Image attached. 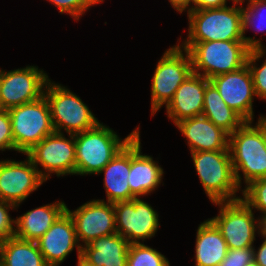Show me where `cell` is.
Segmentation results:
<instances>
[{
  "label": "cell",
  "instance_id": "cell-40",
  "mask_svg": "<svg viewBox=\"0 0 266 266\" xmlns=\"http://www.w3.org/2000/svg\"><path fill=\"white\" fill-rule=\"evenodd\" d=\"M245 1L248 3L254 2V1H258V0H235V2H238L240 5H244Z\"/></svg>",
  "mask_w": 266,
  "mask_h": 266
},
{
  "label": "cell",
  "instance_id": "cell-36",
  "mask_svg": "<svg viewBox=\"0 0 266 266\" xmlns=\"http://www.w3.org/2000/svg\"><path fill=\"white\" fill-rule=\"evenodd\" d=\"M168 2L177 13L182 14L183 12L189 13L192 11V0H168Z\"/></svg>",
  "mask_w": 266,
  "mask_h": 266
},
{
  "label": "cell",
  "instance_id": "cell-3",
  "mask_svg": "<svg viewBox=\"0 0 266 266\" xmlns=\"http://www.w3.org/2000/svg\"><path fill=\"white\" fill-rule=\"evenodd\" d=\"M177 44L189 52L193 73L209 80L241 69L246 65L250 51L243 40Z\"/></svg>",
  "mask_w": 266,
  "mask_h": 266
},
{
  "label": "cell",
  "instance_id": "cell-2",
  "mask_svg": "<svg viewBox=\"0 0 266 266\" xmlns=\"http://www.w3.org/2000/svg\"><path fill=\"white\" fill-rule=\"evenodd\" d=\"M228 148L236 183L241 190L243 183L246 187L252 181L266 178V139L257 124L244 122L229 135Z\"/></svg>",
  "mask_w": 266,
  "mask_h": 266
},
{
  "label": "cell",
  "instance_id": "cell-30",
  "mask_svg": "<svg viewBox=\"0 0 266 266\" xmlns=\"http://www.w3.org/2000/svg\"><path fill=\"white\" fill-rule=\"evenodd\" d=\"M55 5L61 14H69L72 19L79 21L89 8L101 4L97 0H46Z\"/></svg>",
  "mask_w": 266,
  "mask_h": 266
},
{
  "label": "cell",
  "instance_id": "cell-7",
  "mask_svg": "<svg viewBox=\"0 0 266 266\" xmlns=\"http://www.w3.org/2000/svg\"><path fill=\"white\" fill-rule=\"evenodd\" d=\"M14 151L25 155L46 136L55 132L50 106L43 95L39 99L8 109Z\"/></svg>",
  "mask_w": 266,
  "mask_h": 266
},
{
  "label": "cell",
  "instance_id": "cell-14",
  "mask_svg": "<svg viewBox=\"0 0 266 266\" xmlns=\"http://www.w3.org/2000/svg\"><path fill=\"white\" fill-rule=\"evenodd\" d=\"M66 211L73 219L81 248L94 239L117 233L113 203L104 199L87 201L75 210H70L66 205Z\"/></svg>",
  "mask_w": 266,
  "mask_h": 266
},
{
  "label": "cell",
  "instance_id": "cell-39",
  "mask_svg": "<svg viewBox=\"0 0 266 266\" xmlns=\"http://www.w3.org/2000/svg\"><path fill=\"white\" fill-rule=\"evenodd\" d=\"M77 266H93L91 264H89L88 262H86L81 256L78 257L77 260Z\"/></svg>",
  "mask_w": 266,
  "mask_h": 266
},
{
  "label": "cell",
  "instance_id": "cell-34",
  "mask_svg": "<svg viewBox=\"0 0 266 266\" xmlns=\"http://www.w3.org/2000/svg\"><path fill=\"white\" fill-rule=\"evenodd\" d=\"M227 3L228 0H192V11L221 8L227 6Z\"/></svg>",
  "mask_w": 266,
  "mask_h": 266
},
{
  "label": "cell",
  "instance_id": "cell-31",
  "mask_svg": "<svg viewBox=\"0 0 266 266\" xmlns=\"http://www.w3.org/2000/svg\"><path fill=\"white\" fill-rule=\"evenodd\" d=\"M15 209V205L0 199V242L15 235V218L12 219L9 213V210Z\"/></svg>",
  "mask_w": 266,
  "mask_h": 266
},
{
  "label": "cell",
  "instance_id": "cell-42",
  "mask_svg": "<svg viewBox=\"0 0 266 266\" xmlns=\"http://www.w3.org/2000/svg\"><path fill=\"white\" fill-rule=\"evenodd\" d=\"M246 266H259L254 260L248 263Z\"/></svg>",
  "mask_w": 266,
  "mask_h": 266
},
{
  "label": "cell",
  "instance_id": "cell-35",
  "mask_svg": "<svg viewBox=\"0 0 266 266\" xmlns=\"http://www.w3.org/2000/svg\"><path fill=\"white\" fill-rule=\"evenodd\" d=\"M262 244L257 249L254 246V261L259 266H266V239L262 238Z\"/></svg>",
  "mask_w": 266,
  "mask_h": 266
},
{
  "label": "cell",
  "instance_id": "cell-15",
  "mask_svg": "<svg viewBox=\"0 0 266 266\" xmlns=\"http://www.w3.org/2000/svg\"><path fill=\"white\" fill-rule=\"evenodd\" d=\"M226 104L245 122L254 121L253 102L256 97L251 72L246 64L241 69L210 79Z\"/></svg>",
  "mask_w": 266,
  "mask_h": 266
},
{
  "label": "cell",
  "instance_id": "cell-26",
  "mask_svg": "<svg viewBox=\"0 0 266 266\" xmlns=\"http://www.w3.org/2000/svg\"><path fill=\"white\" fill-rule=\"evenodd\" d=\"M266 0H258L247 3V6L242 5V24H243V41L250 49H266L261 39L254 37H246L245 33L248 29H256V33L266 30ZM258 21V22H257ZM257 22V23H256Z\"/></svg>",
  "mask_w": 266,
  "mask_h": 266
},
{
  "label": "cell",
  "instance_id": "cell-25",
  "mask_svg": "<svg viewBox=\"0 0 266 266\" xmlns=\"http://www.w3.org/2000/svg\"><path fill=\"white\" fill-rule=\"evenodd\" d=\"M202 115L206 116L229 135L234 133L245 122L226 104L211 82L206 85Z\"/></svg>",
  "mask_w": 266,
  "mask_h": 266
},
{
  "label": "cell",
  "instance_id": "cell-8",
  "mask_svg": "<svg viewBox=\"0 0 266 266\" xmlns=\"http://www.w3.org/2000/svg\"><path fill=\"white\" fill-rule=\"evenodd\" d=\"M193 73L192 60L187 50L177 43L162 55L152 76L151 116L166 107L178 87Z\"/></svg>",
  "mask_w": 266,
  "mask_h": 266
},
{
  "label": "cell",
  "instance_id": "cell-38",
  "mask_svg": "<svg viewBox=\"0 0 266 266\" xmlns=\"http://www.w3.org/2000/svg\"><path fill=\"white\" fill-rule=\"evenodd\" d=\"M256 124L262 129V132L264 133L266 139V115L260 114Z\"/></svg>",
  "mask_w": 266,
  "mask_h": 266
},
{
  "label": "cell",
  "instance_id": "cell-6",
  "mask_svg": "<svg viewBox=\"0 0 266 266\" xmlns=\"http://www.w3.org/2000/svg\"><path fill=\"white\" fill-rule=\"evenodd\" d=\"M55 132L78 134L95 127L99 120L82 99L66 86L48 80L44 89Z\"/></svg>",
  "mask_w": 266,
  "mask_h": 266
},
{
  "label": "cell",
  "instance_id": "cell-22",
  "mask_svg": "<svg viewBox=\"0 0 266 266\" xmlns=\"http://www.w3.org/2000/svg\"><path fill=\"white\" fill-rule=\"evenodd\" d=\"M65 210L66 204L62 200L28 210L15 218L14 236L36 242Z\"/></svg>",
  "mask_w": 266,
  "mask_h": 266
},
{
  "label": "cell",
  "instance_id": "cell-29",
  "mask_svg": "<svg viewBox=\"0 0 266 266\" xmlns=\"http://www.w3.org/2000/svg\"><path fill=\"white\" fill-rule=\"evenodd\" d=\"M242 200L252 209L266 213V178L252 181L241 191Z\"/></svg>",
  "mask_w": 266,
  "mask_h": 266
},
{
  "label": "cell",
  "instance_id": "cell-1",
  "mask_svg": "<svg viewBox=\"0 0 266 266\" xmlns=\"http://www.w3.org/2000/svg\"><path fill=\"white\" fill-rule=\"evenodd\" d=\"M140 131V125L124 139L101 121L92 129L74 135L76 175H97Z\"/></svg>",
  "mask_w": 266,
  "mask_h": 266
},
{
  "label": "cell",
  "instance_id": "cell-23",
  "mask_svg": "<svg viewBox=\"0 0 266 266\" xmlns=\"http://www.w3.org/2000/svg\"><path fill=\"white\" fill-rule=\"evenodd\" d=\"M195 241V266H218L226 257L227 243L209 218L199 224Z\"/></svg>",
  "mask_w": 266,
  "mask_h": 266
},
{
  "label": "cell",
  "instance_id": "cell-43",
  "mask_svg": "<svg viewBox=\"0 0 266 266\" xmlns=\"http://www.w3.org/2000/svg\"><path fill=\"white\" fill-rule=\"evenodd\" d=\"M98 2H100L101 4L104 2V0H97Z\"/></svg>",
  "mask_w": 266,
  "mask_h": 266
},
{
  "label": "cell",
  "instance_id": "cell-5",
  "mask_svg": "<svg viewBox=\"0 0 266 266\" xmlns=\"http://www.w3.org/2000/svg\"><path fill=\"white\" fill-rule=\"evenodd\" d=\"M193 165L211 203L235 201L240 187L236 183L229 150L191 152Z\"/></svg>",
  "mask_w": 266,
  "mask_h": 266
},
{
  "label": "cell",
  "instance_id": "cell-28",
  "mask_svg": "<svg viewBox=\"0 0 266 266\" xmlns=\"http://www.w3.org/2000/svg\"><path fill=\"white\" fill-rule=\"evenodd\" d=\"M266 49H252L249 51L246 64L252 75L256 97L266 100ZM260 58H264L259 66ZM257 61V62H256ZM257 63V64H256ZM259 66V67H258Z\"/></svg>",
  "mask_w": 266,
  "mask_h": 266
},
{
  "label": "cell",
  "instance_id": "cell-19",
  "mask_svg": "<svg viewBox=\"0 0 266 266\" xmlns=\"http://www.w3.org/2000/svg\"><path fill=\"white\" fill-rule=\"evenodd\" d=\"M191 152L229 150V134L206 116L199 115L175 124Z\"/></svg>",
  "mask_w": 266,
  "mask_h": 266
},
{
  "label": "cell",
  "instance_id": "cell-33",
  "mask_svg": "<svg viewBox=\"0 0 266 266\" xmlns=\"http://www.w3.org/2000/svg\"><path fill=\"white\" fill-rule=\"evenodd\" d=\"M13 150L14 140L12 135L11 119L7 109L0 110V151Z\"/></svg>",
  "mask_w": 266,
  "mask_h": 266
},
{
  "label": "cell",
  "instance_id": "cell-17",
  "mask_svg": "<svg viewBox=\"0 0 266 266\" xmlns=\"http://www.w3.org/2000/svg\"><path fill=\"white\" fill-rule=\"evenodd\" d=\"M140 131L130 140V173L128 184L136 197H146L161 185L164 170L151 155L142 154Z\"/></svg>",
  "mask_w": 266,
  "mask_h": 266
},
{
  "label": "cell",
  "instance_id": "cell-37",
  "mask_svg": "<svg viewBox=\"0 0 266 266\" xmlns=\"http://www.w3.org/2000/svg\"><path fill=\"white\" fill-rule=\"evenodd\" d=\"M258 221V235L264 239H266V213L260 214L257 217Z\"/></svg>",
  "mask_w": 266,
  "mask_h": 266
},
{
  "label": "cell",
  "instance_id": "cell-12",
  "mask_svg": "<svg viewBox=\"0 0 266 266\" xmlns=\"http://www.w3.org/2000/svg\"><path fill=\"white\" fill-rule=\"evenodd\" d=\"M48 74L38 66H26L14 70L1 69V105L10 109L35 101L44 95Z\"/></svg>",
  "mask_w": 266,
  "mask_h": 266
},
{
  "label": "cell",
  "instance_id": "cell-27",
  "mask_svg": "<svg viewBox=\"0 0 266 266\" xmlns=\"http://www.w3.org/2000/svg\"><path fill=\"white\" fill-rule=\"evenodd\" d=\"M127 266H170L169 260L144 243H132L128 247Z\"/></svg>",
  "mask_w": 266,
  "mask_h": 266
},
{
  "label": "cell",
  "instance_id": "cell-20",
  "mask_svg": "<svg viewBox=\"0 0 266 266\" xmlns=\"http://www.w3.org/2000/svg\"><path fill=\"white\" fill-rule=\"evenodd\" d=\"M104 174L106 202L116 203L136 198L130 190L128 177L130 173V141L97 174Z\"/></svg>",
  "mask_w": 266,
  "mask_h": 266
},
{
  "label": "cell",
  "instance_id": "cell-9",
  "mask_svg": "<svg viewBox=\"0 0 266 266\" xmlns=\"http://www.w3.org/2000/svg\"><path fill=\"white\" fill-rule=\"evenodd\" d=\"M213 205L220 211L209 219L220 230L228 249L254 247L258 221L253 210L242 199L214 202Z\"/></svg>",
  "mask_w": 266,
  "mask_h": 266
},
{
  "label": "cell",
  "instance_id": "cell-18",
  "mask_svg": "<svg viewBox=\"0 0 266 266\" xmlns=\"http://www.w3.org/2000/svg\"><path fill=\"white\" fill-rule=\"evenodd\" d=\"M209 79L192 73L176 90L174 97L166 106L168 119L173 124L202 115L206 85Z\"/></svg>",
  "mask_w": 266,
  "mask_h": 266
},
{
  "label": "cell",
  "instance_id": "cell-32",
  "mask_svg": "<svg viewBox=\"0 0 266 266\" xmlns=\"http://www.w3.org/2000/svg\"><path fill=\"white\" fill-rule=\"evenodd\" d=\"M254 247L228 249L218 266H246L254 260Z\"/></svg>",
  "mask_w": 266,
  "mask_h": 266
},
{
  "label": "cell",
  "instance_id": "cell-24",
  "mask_svg": "<svg viewBox=\"0 0 266 266\" xmlns=\"http://www.w3.org/2000/svg\"><path fill=\"white\" fill-rule=\"evenodd\" d=\"M0 266H49L37 242L11 237L0 242Z\"/></svg>",
  "mask_w": 266,
  "mask_h": 266
},
{
  "label": "cell",
  "instance_id": "cell-10",
  "mask_svg": "<svg viewBox=\"0 0 266 266\" xmlns=\"http://www.w3.org/2000/svg\"><path fill=\"white\" fill-rule=\"evenodd\" d=\"M68 137L64 133L54 132L25 154L46 181L52 177L51 174L57 177L76 175L74 135L68 134Z\"/></svg>",
  "mask_w": 266,
  "mask_h": 266
},
{
  "label": "cell",
  "instance_id": "cell-13",
  "mask_svg": "<svg viewBox=\"0 0 266 266\" xmlns=\"http://www.w3.org/2000/svg\"><path fill=\"white\" fill-rule=\"evenodd\" d=\"M46 180L26 155L23 161L0 160V199L19 208Z\"/></svg>",
  "mask_w": 266,
  "mask_h": 266
},
{
  "label": "cell",
  "instance_id": "cell-11",
  "mask_svg": "<svg viewBox=\"0 0 266 266\" xmlns=\"http://www.w3.org/2000/svg\"><path fill=\"white\" fill-rule=\"evenodd\" d=\"M113 206L116 231L130 244L144 243L157 233L160 227L159 214L141 197L116 202Z\"/></svg>",
  "mask_w": 266,
  "mask_h": 266
},
{
  "label": "cell",
  "instance_id": "cell-4",
  "mask_svg": "<svg viewBox=\"0 0 266 266\" xmlns=\"http://www.w3.org/2000/svg\"><path fill=\"white\" fill-rule=\"evenodd\" d=\"M239 5V6H237ZM187 14L188 35L178 43L243 40L242 5L190 11Z\"/></svg>",
  "mask_w": 266,
  "mask_h": 266
},
{
  "label": "cell",
  "instance_id": "cell-21",
  "mask_svg": "<svg viewBox=\"0 0 266 266\" xmlns=\"http://www.w3.org/2000/svg\"><path fill=\"white\" fill-rule=\"evenodd\" d=\"M129 245L120 234H110L83 245L81 257L93 266H127Z\"/></svg>",
  "mask_w": 266,
  "mask_h": 266
},
{
  "label": "cell",
  "instance_id": "cell-16",
  "mask_svg": "<svg viewBox=\"0 0 266 266\" xmlns=\"http://www.w3.org/2000/svg\"><path fill=\"white\" fill-rule=\"evenodd\" d=\"M36 242L49 266L61 265L75 247L77 258L81 256V246L77 241L75 225L66 210Z\"/></svg>",
  "mask_w": 266,
  "mask_h": 266
},
{
  "label": "cell",
  "instance_id": "cell-41",
  "mask_svg": "<svg viewBox=\"0 0 266 266\" xmlns=\"http://www.w3.org/2000/svg\"><path fill=\"white\" fill-rule=\"evenodd\" d=\"M0 90H1V69H0ZM2 109L1 105V92H0V110Z\"/></svg>",
  "mask_w": 266,
  "mask_h": 266
}]
</instances>
